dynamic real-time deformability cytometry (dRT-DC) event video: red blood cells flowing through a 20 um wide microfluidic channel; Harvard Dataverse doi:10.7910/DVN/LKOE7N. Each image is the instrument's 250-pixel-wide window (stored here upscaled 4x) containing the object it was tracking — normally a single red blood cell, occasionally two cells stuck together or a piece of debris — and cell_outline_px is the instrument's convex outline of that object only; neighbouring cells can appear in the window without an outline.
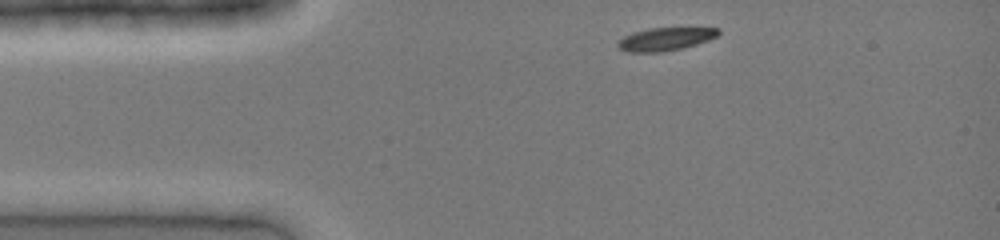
{"species": "common noctule bat (a hibernating species)", "species_latin": "Nyctalus noctula", "temperature_condition": "cold", "stored_images_in_passage": 31, "camera_frame_rate_fps": 3000, "um_per_image_px": 0.085, "animal": {"sex": "female", "body_mass_g": 19.0, "forearm_length_mm": 51.5}, "frame": {"image": 1, "passage_image": 1, "time_ms": 0.0, "image_size_px": [1000, 240], "cell_outline_px": [[720, 32], [716, 36], [708, 40], [696, 44], [664, 52], [628, 52], [620, 48], [616, 44], [624, 36], [632, 32], [648, 28], [720, 28]], "centroid_in_image_um": [56.53, 3.31], "position_along_channel_um": 28.5, "area_um2": 13.35}}
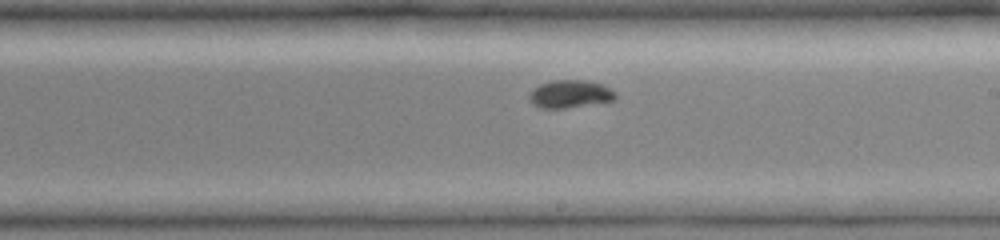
{"frame": {"image": 2, "passage_image": 18, "time_ms": 5.667, "image_size_px": [1000, 240], "cell_outline_px": [[616, 96], [612, 100], [564, 108], [540, 108], [532, 104], [528, 100], [528, 96], [540, 84], [552, 80], [588, 80], [604, 84], [616, 92]], "centroid_in_image_um": [48.45, 7.97], "position_along_channel_um": 240.6, "area_um2": 13.87}}
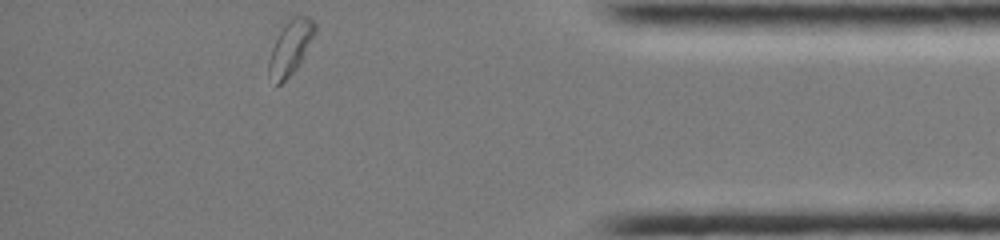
{"frame": {"image": 3, "passage_image": 31, "time_ms": 10.0, "image_size_px": [1000, 240], "cell_outline_px": [[316, 32], [296, 68], [280, 84], [276, 84], [268, 76], [268, 60], [272, 48], [280, 32], [288, 20], [292, 16], [308, 16], [316, 24]], "centroid_in_image_um": [24.68, 4.02], "position_along_channel_um": 410.5, "area_um2": 14.16}}